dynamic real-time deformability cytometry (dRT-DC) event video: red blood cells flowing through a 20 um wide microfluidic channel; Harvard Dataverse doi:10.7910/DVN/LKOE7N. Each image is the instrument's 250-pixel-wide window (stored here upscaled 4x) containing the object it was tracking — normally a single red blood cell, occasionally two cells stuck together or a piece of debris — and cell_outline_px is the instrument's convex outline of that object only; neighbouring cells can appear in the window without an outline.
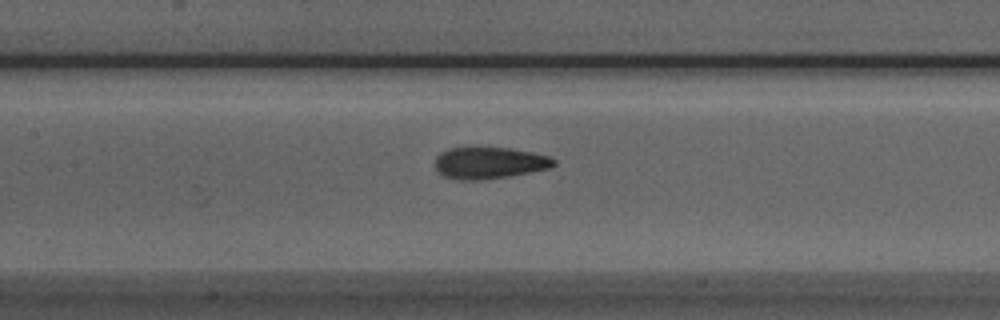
{"species": "Egyptian fruit bat (a non-hibernating species)", "species_latin": "Rousettus aegyptiacus", "temperature_condition": "room temperature", "stored_images_in_passage": 31, "camera_frame_rate_fps": 3000, "um_per_image_px": 0.085, "animal": {"sex": "male"}, "frame": {"image": 1, "passage_image": 8, "time_ms": 2.333, "image_size_px": [1000, 320], "cell_outline_px": [[556, 164], [548, 168], [508, 176], [480, 180], [460, 180], [444, 176], [436, 168], [436, 156], [440, 152], [448, 148], [512, 148], [532, 152], [548, 156], [556, 160]], "centroid_in_image_um": [41.58, 13.84], "position_along_channel_um": 165.8, "area_um2": 21.68}}
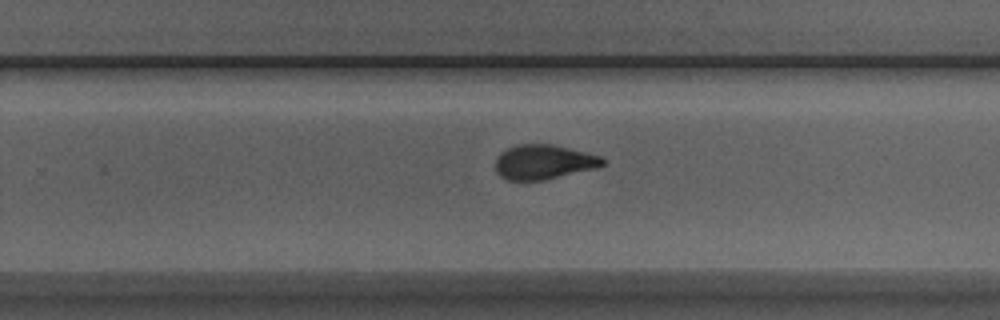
{"frame": {"image": 2, "passage_image": 17, "time_ms": 5.333, "image_size_px": [1000, 320], "cell_outline_px": [[608, 160], [600, 168], [544, 180], [508, 180], [500, 176], [496, 172], [496, 156], [500, 152], [508, 148], [520, 144], [548, 144], [568, 148], [600, 156]], "centroid_in_image_um": [46.24, 13.78], "position_along_channel_um": 283.6, "area_um2": 21.73}}
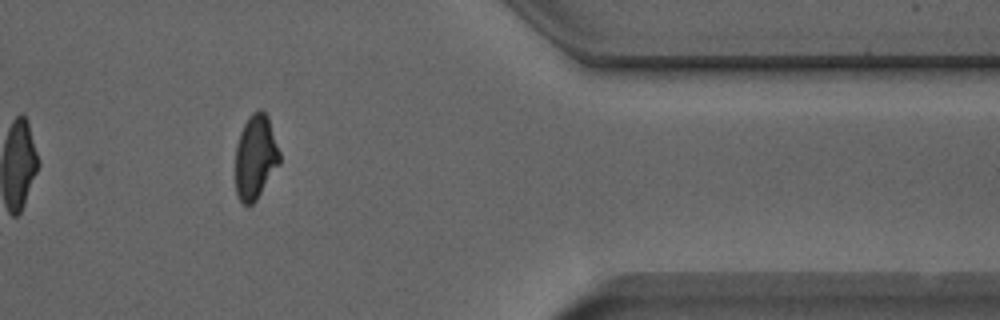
{"frame": {"image": 3, "passage_image": 27, "time_ms": 8.667, "image_size_px": [1000, 320], "cell_outline_px": [[280, 164], [256, 200], [252, 204], [244, 204], [240, 200], [236, 192], [236, 144], [240, 132], [248, 116], [252, 112], [260, 108], [268, 116], [280, 152]], "centroid_in_image_um": [21.72, 13.32], "position_along_channel_um": 389.7, "area_um2": 21.79}}